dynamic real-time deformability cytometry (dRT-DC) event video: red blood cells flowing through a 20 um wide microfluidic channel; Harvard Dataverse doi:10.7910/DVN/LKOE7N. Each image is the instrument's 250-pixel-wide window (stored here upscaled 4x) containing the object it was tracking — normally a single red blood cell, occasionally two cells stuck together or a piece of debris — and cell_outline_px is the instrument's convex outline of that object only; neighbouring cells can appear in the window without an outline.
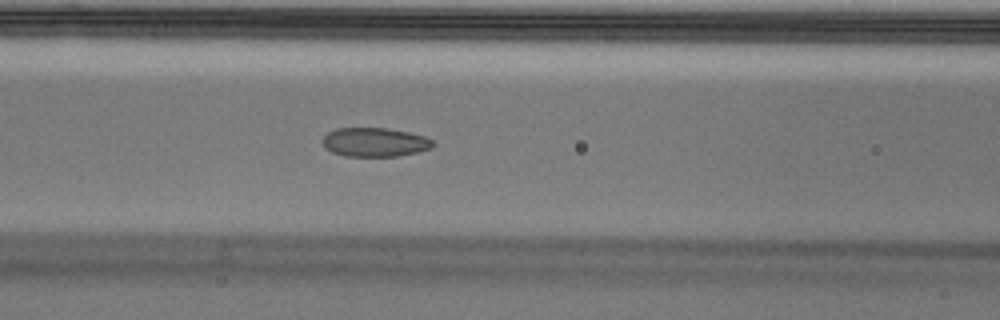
{"species": "Egyptian fruit bat (a non-hibernating species)", "species_latin": "Rousettus aegyptiacus", "temperature_condition": "cold", "stored_images_in_passage": 44, "camera_frame_rate_fps": 3000, "um_per_image_px": 0.085, "animal": {"sex": "male"}, "frame": {"image": 1, "passage_image": 13, "time_ms": 4.0, "image_size_px": [1000, 320], "cell_outline_px": [[436, 144], [432, 148], [416, 152], [396, 156], [344, 156], [332, 152], [324, 148], [320, 140], [328, 132], [336, 128], [388, 128], [408, 132], [424, 136], [432, 140]], "centroid_in_image_um": [31.82, 12.08], "position_along_channel_um": 134.8, "area_um2": 18.79}}
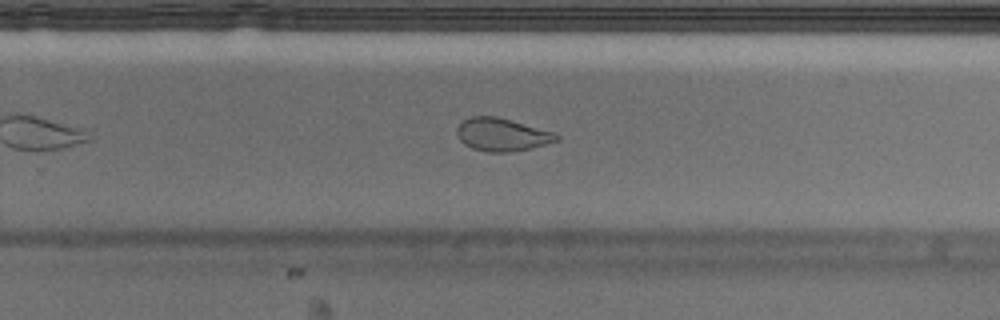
{"frame": {"image": 2, "passage_image": 26, "time_ms": 8.333, "image_size_px": [1000, 320], "cell_outline_px": [[560, 140], [532, 148], [512, 152], [488, 152], [472, 148], [464, 144], [460, 140], [456, 132], [456, 128], [464, 120], [472, 116], [496, 116], [556, 132], [560, 136]], "centroid_in_image_um": [42.7, 11.45], "position_along_channel_um": 287.1, "area_um2": 19.25}, "authors_computed_cell_mechanics": {"area_um2": 20.23, "velocity_mm_per_s": 3.5224, "shape_relaxation_time_tau1_ms": null, "shape_relaxation_time_tau2_ms": 1.5659, "deformation_change_tau1": null, "deformation_change_tau2": 0.0742}}